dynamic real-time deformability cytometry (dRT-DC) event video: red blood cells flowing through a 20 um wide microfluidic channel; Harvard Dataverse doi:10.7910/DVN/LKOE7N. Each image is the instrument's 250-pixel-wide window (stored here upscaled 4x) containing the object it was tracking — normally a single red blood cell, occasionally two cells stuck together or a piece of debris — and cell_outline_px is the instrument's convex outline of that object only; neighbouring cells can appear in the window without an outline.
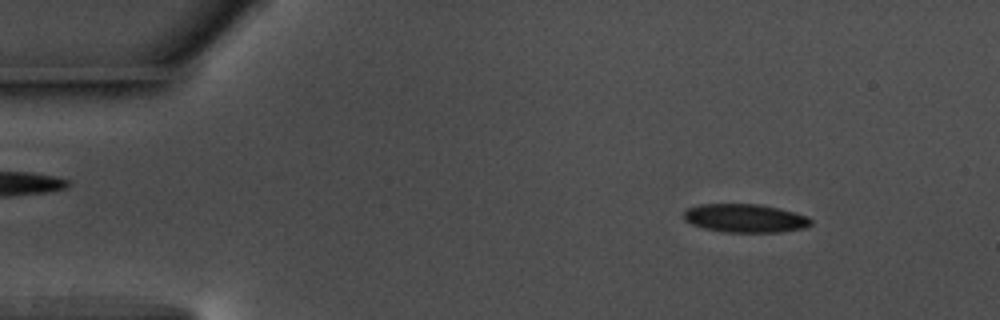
{"species": "common noctule bat (a hibernating species)", "species_latin": "Nyctalus noctula", "temperature_condition": "warm", "stored_images_in_passage": 50, "camera_frame_rate_fps": 3000, "um_per_image_px": 0.085, "animal": {"sex": "male", "body_mass_g": 17.5, "forearm_length_mm": 52.3}, "frame": {"image": 1, "passage_image": 2, "time_ms": 0.333, "image_size_px": [1000, 320], "cell_outline_px": [[812, 224], [804, 228], [780, 232], [724, 232], [704, 228], [692, 224], [684, 220], [684, 212], [688, 208], [700, 204], [760, 204], [780, 208], [808, 216], [812, 220]], "centroid_in_image_um": [63.36, 18.54], "position_along_channel_um": 21.6, "area_um2": 21.15}}
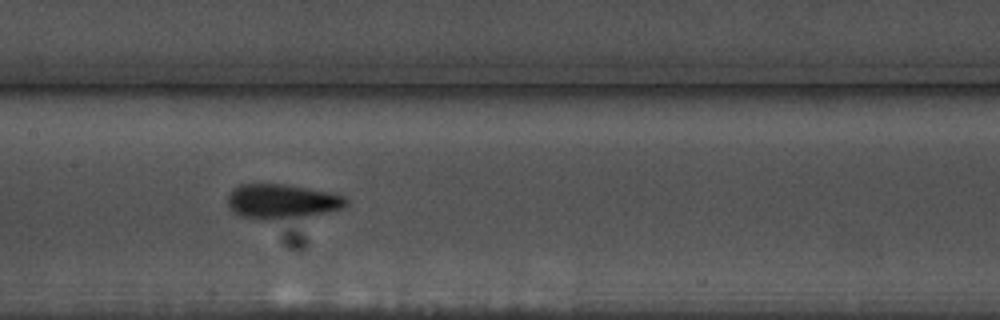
{"frame": {"image": 2, "passage_image": 22, "time_ms": 7.0, "image_size_px": [1000, 320], "cell_outline_px": [[348, 204], [344, 208], [328, 212], [304, 216], [272, 220], [260, 220], [240, 216], [232, 212], [228, 208], [228, 192], [232, 188], [240, 184], [284, 184], [328, 192], [344, 196], [348, 200]], "centroid_in_image_um": [23.91, 17.12], "position_along_channel_um": 183.5, "area_um2": 24.1}}
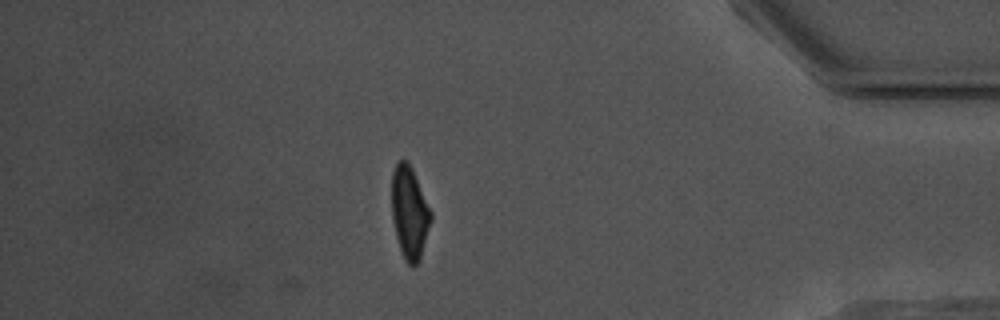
{"frame": {"image": 3, "passage_image": 43, "time_ms": 14.0, "image_size_px": [1000, 320], "cell_outline_px": [[432, 220], [420, 260], [412, 268], [404, 260], [396, 236], [392, 220], [392, 172], [396, 160], [408, 160], [412, 168], [432, 212]], "centroid_in_image_um": [34.81, 18.06], "position_along_channel_um": 400.4, "area_um2": 21.39}, "authors_computed_cell_mechanics": {"area_um2": 21.7906, "velocity_mm_per_s": 3.6624, "shape_relaxation_time_tau1_ms": 2.6823, "shape_relaxation_time_tau2_ms": 1.7827, "deformation_change_tau1": 0.1144, "deformation_change_tau2": 0.0845}}